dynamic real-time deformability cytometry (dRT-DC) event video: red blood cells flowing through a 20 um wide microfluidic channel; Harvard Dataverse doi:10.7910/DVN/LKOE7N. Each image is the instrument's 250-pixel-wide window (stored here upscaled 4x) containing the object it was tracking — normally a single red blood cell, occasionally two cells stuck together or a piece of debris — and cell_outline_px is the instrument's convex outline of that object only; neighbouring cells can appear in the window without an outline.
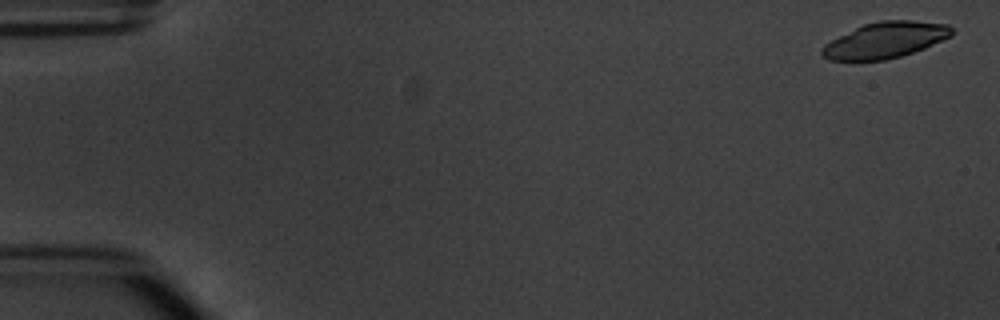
{"species": "common noctule bat (a hibernating species)", "species_latin": "Nyctalus noctula", "temperature_condition": "warm", "stored_images_in_passage": 5, "camera_frame_rate_fps": 3000, "um_per_image_px": 0.085, "animal": {"sex": "male", "body_mass_g": 20.1, "forearm_length_mm": 53.5}, "frame": {"image": 1, "passage_image": 1, "time_ms": 0.0, "image_size_px": [1000, 320], "cell_outline_px": [[952, 36], [924, 48], [900, 56], [884, 60], [828, 60], [820, 52], [820, 48], [824, 44], [864, 24], [880, 20], [912, 20], [948, 24], [952, 28]], "centroid_in_image_um": [75.26, 3.4], "position_along_channel_um": 9.7, "area_um2": 26.93}}